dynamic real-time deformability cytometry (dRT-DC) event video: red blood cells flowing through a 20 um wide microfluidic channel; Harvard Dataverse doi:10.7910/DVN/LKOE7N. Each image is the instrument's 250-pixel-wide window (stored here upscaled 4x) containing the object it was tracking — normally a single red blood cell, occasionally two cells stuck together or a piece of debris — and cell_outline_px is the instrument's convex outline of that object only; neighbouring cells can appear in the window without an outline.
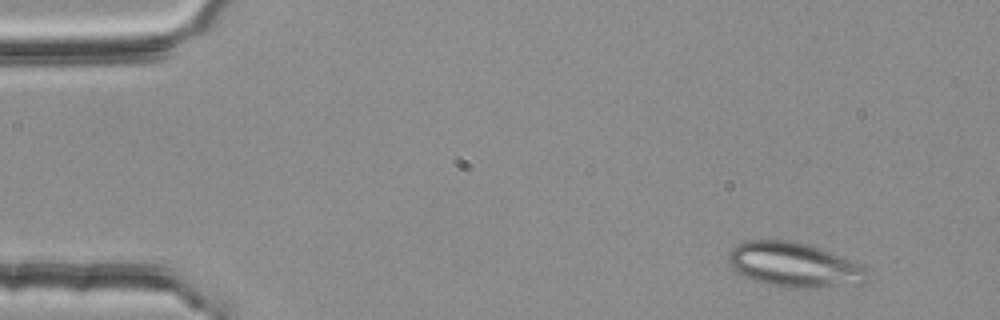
{"species": "common noctule bat (a hibernating species)", "species_latin": "Nyctalus noctula", "temperature_condition": "room temperature", "stored_images_in_passage": 3, "camera_frame_rate_fps": 3000, "um_per_image_px": 0.085, "animal": {"sex": "female", "body_mass_g": 25.1}, "frame": {"image": 1, "passage_image": 1, "time_ms": 0.0, "image_size_px": [1000, 320], "cell_outline_px": [[872, 280], [864, 284], [812, 288], [788, 288], [768, 284], [752, 280], [732, 268], [728, 260], [728, 252], [736, 244], [744, 240], [788, 240], [804, 244], [840, 256], [864, 268], [868, 272]], "centroid_in_image_um": [67.49, 22.53], "position_along_channel_um": 17.5, "area_um2": 36.01}}